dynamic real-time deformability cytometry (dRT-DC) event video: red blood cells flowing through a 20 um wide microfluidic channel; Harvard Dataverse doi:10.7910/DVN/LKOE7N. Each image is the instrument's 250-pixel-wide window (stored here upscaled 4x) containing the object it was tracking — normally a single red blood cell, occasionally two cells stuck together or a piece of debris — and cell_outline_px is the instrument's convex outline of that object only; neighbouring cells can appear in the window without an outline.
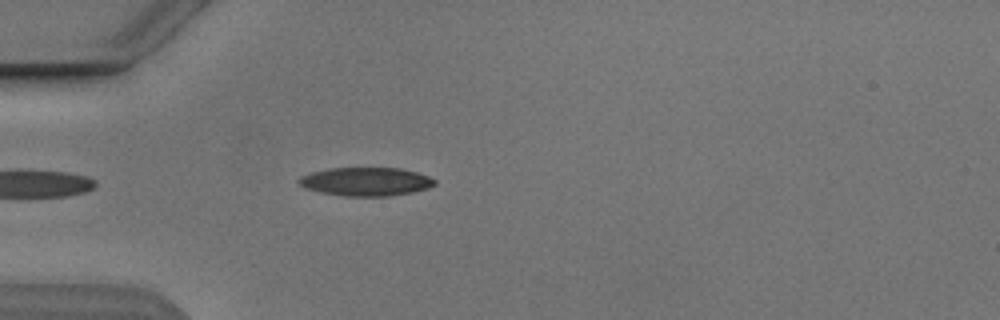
{"species": "Egyptian fruit bat (a non-hibernating species)", "species_latin": "Rousettus aegyptiacus", "temperature_condition": "cold", "stored_images_in_passage": 41, "camera_frame_rate_fps": 3000, "um_per_image_px": 0.085, "animal": {"sex": "male"}, "frame": {"image": 1, "passage_image": 4, "time_ms": 1.0, "image_size_px": [1000, 320], "cell_outline_px": [[436, 184], [428, 188], [412, 192], [388, 196], [344, 196], [304, 188], [296, 180], [300, 176], [312, 172], [328, 168], [400, 168], [416, 172], [428, 176], [436, 180]], "centroid_in_image_um": [31.1, 15.43], "position_along_channel_um": 53.9, "area_um2": 22.48}}
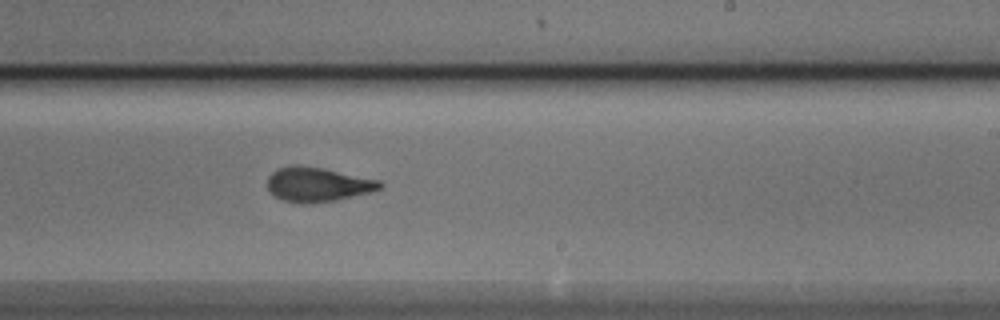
{"frame": {"image": 2, "passage_image": 21, "time_ms": 6.667, "image_size_px": [1000, 320], "cell_outline_px": [[384, 184], [380, 188], [368, 192], [336, 200], [304, 204], [284, 200], [276, 196], [268, 188], [268, 176], [272, 172], [280, 168], [292, 164], [300, 164], [324, 168], [380, 180]], "centroid_in_image_um": [26.99, 15.66], "position_along_channel_um": 262.0, "area_um2": 22.43}}
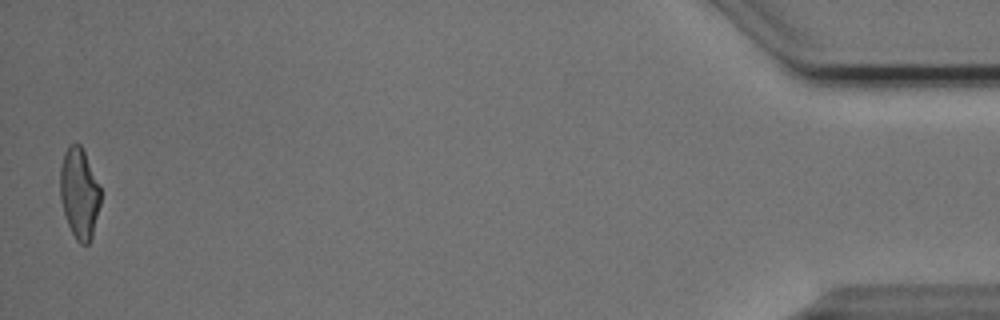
{"frame": {"image": 3, "passage_image": 41, "time_ms": 13.333, "image_size_px": [1000, 320], "cell_outline_px": [[100, 204], [92, 236], [88, 244], [80, 244], [76, 240], [68, 224], [64, 212], [60, 196], [60, 168], [64, 152], [72, 144], [80, 144], [84, 152], [100, 188]], "centroid_in_image_um": [6.73, 16.45], "position_along_channel_um": 428.5, "area_um2": 20.92}, "authors_computed_cell_mechanics": {"area_um2": 22.3686, "velocity_mm_per_s": 3.8477, "shape_relaxation_time_tau1_ms": 3.3635, "shape_relaxation_time_tau2_ms": 1.5064, "deformation_change_tau1": 0.1547, "deformation_change_tau2": 0.0802}}